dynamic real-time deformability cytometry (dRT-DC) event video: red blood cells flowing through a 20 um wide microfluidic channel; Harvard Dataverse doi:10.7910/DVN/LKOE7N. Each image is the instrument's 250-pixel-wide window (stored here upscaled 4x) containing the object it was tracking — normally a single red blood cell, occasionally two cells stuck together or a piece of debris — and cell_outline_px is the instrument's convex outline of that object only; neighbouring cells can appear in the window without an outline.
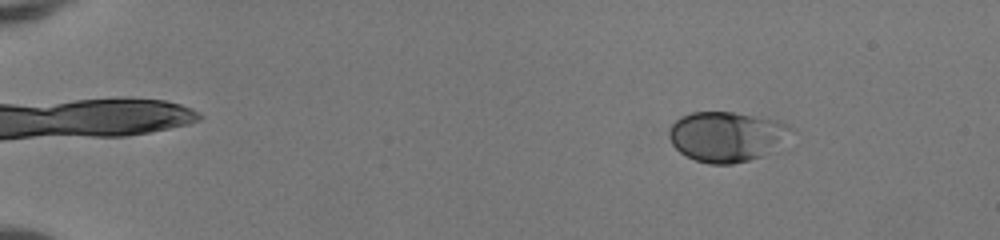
{"species": "human", "species_latin": "Homo sapiens", "temperature_condition": "room temperature", "stored_images_in_passage": 51, "camera_frame_rate_fps": 3000, "um_per_image_px": 0.085, "donor": {"sex": "female"}, "frame": {"image": 1, "passage_image": 7, "time_ms": 2.0, "image_size_px": [1000, 240], "cell_outline_px": [[796, 128], [764, 156], [732, 164], [708, 164], [696, 160], [680, 152], [672, 144], [668, 136], [668, 128], [680, 116], [692, 112], [732, 112], [776, 120], [788, 124]], "centroid_in_image_um": [61.72, 11.6], "position_along_channel_um": 23.3, "area_um2": 35.37}}
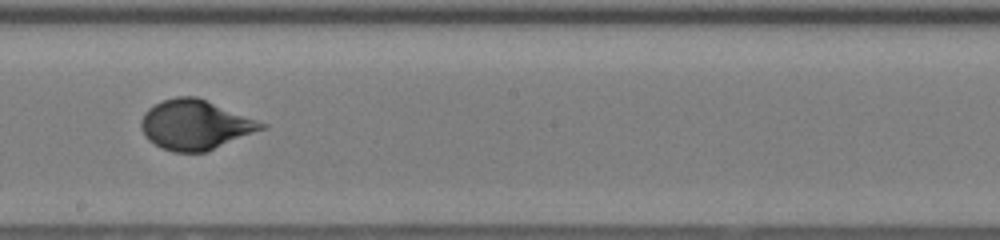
{"frame": {"image": 2, "passage_image": 31, "time_ms": 10.0, "image_size_px": [1000, 240], "cell_outline_px": [[268, 128], [204, 152], [172, 152], [160, 148], [148, 140], [144, 136], [140, 128], [140, 120], [144, 112], [148, 108], [164, 100], [176, 96], [196, 96], [268, 124]], "centroid_in_image_um": [16.58, 10.61], "position_along_channel_um": 231.6, "area_um2": 35.03}}
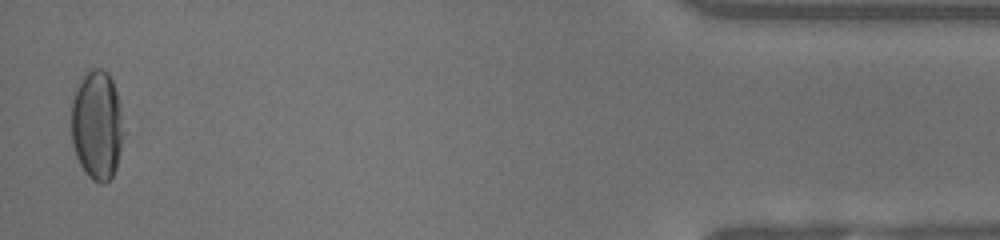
{"frame": {"image": 3, "passage_image": 50, "time_ms": 16.333, "image_size_px": [1000, 240], "cell_outline_px": [[124, 136], [116, 168], [112, 176], [104, 184], [92, 180], [88, 176], [80, 164], [76, 156], [72, 144], [72, 100], [80, 76], [84, 72], [92, 68], [104, 68], [108, 72], [112, 80], [116, 92], [124, 132]], "centroid_in_image_um": [8.23, 10.61], "position_along_channel_um": 427.0, "area_um2": 33.52}, "authors_computed_cell_mechanics": {"area_um2": 34.391, "velocity_mm_per_s": 4.1529, "shape_relaxation_time_tau1_ms": 4.4588, "shape_relaxation_time_tau2_ms": null, "deformation_change_tau1": 0.1839, "deformation_change_tau2": null}}